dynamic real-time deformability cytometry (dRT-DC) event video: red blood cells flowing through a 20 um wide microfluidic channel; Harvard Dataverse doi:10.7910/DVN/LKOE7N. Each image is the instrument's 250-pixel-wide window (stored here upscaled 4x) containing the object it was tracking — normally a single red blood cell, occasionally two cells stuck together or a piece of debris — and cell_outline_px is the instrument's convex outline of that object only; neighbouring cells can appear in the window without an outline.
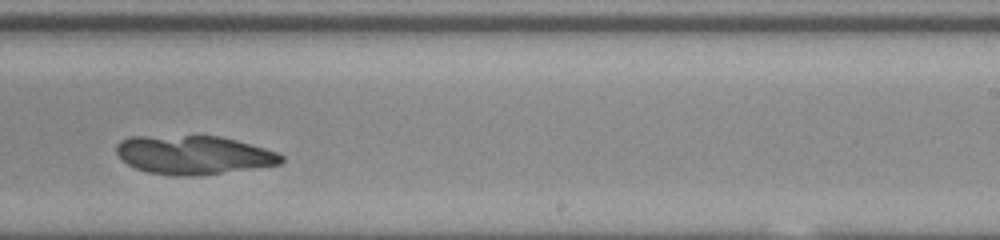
{"species": "common noctule bat (a hibernating species)", "species_latin": "Nyctalus noctula", "temperature_condition": "room temperature", "stored_images_in_passage": 28, "segment_of_instrument_passage": [2, 3], "camera_frame_rate_fps": 3000, "um_per_image_px": 0.085, "animal": {"sex": "male", "body_mass_g": 20.0, "forearm_length_mm": 53.3}, "frame": {"image": 1, "passage_image": 18, "time_ms": 5.667, "image_size_px": [1000, 240], "cell_outline_px": [[280, 160], [268, 164], [204, 172], [164, 172], [144, 168], [128, 160], [120, 152], [120, 144], [128, 140], [192, 136], [204, 136], [228, 140], [244, 144], [280, 156]], "centroid_in_image_um": [16.45, 13.11], "position_along_channel_um": 272.6, "area_um2": 30.81}}